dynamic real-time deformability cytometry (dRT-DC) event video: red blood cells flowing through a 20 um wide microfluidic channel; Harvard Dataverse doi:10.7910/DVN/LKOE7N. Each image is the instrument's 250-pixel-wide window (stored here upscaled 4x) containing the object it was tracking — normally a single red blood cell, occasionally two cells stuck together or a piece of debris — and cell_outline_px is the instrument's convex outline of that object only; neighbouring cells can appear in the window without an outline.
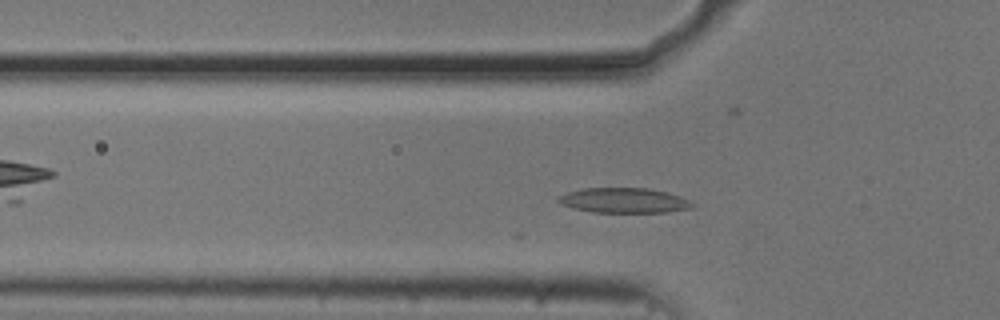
{"species": "common noctule bat (a hibernating species)", "species_latin": "Nyctalus noctula", "temperature_condition": "cold", "stored_images_in_passage": 12, "camera_frame_rate_fps": 3000, "um_per_image_px": 0.085, "animal": {"sex": "male", "body_mass_g": 20.5, "forearm_length_mm": 52.5}, "frame": {"image": 1, "passage_image": 12, "time_ms": 3.667, "image_size_px": [1000, 320], "cell_outline_px": [[696, 204], [692, 208], [668, 212], [592, 212], [572, 208], [560, 204], [556, 200], [556, 196], [568, 192], [584, 188], [648, 188], [680, 196]], "centroid_in_image_um": [53.0, 17.04], "position_along_channel_um": 72.8, "area_um2": 19.59}}